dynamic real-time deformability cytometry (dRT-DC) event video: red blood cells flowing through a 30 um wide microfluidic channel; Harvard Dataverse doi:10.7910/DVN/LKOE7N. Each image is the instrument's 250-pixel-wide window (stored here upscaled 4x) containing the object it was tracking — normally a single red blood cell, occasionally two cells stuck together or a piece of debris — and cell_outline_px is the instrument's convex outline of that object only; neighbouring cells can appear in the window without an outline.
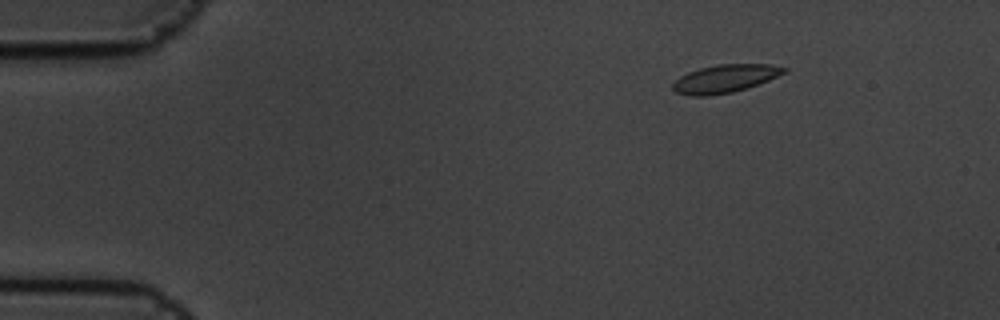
{"species": "common noctule bat (a hibernating species)", "species_latin": "Nyctalus noctula", "temperature_condition": "cold", "stored_images_in_passage": 6, "camera_frame_rate_fps": 3000, "um_per_image_px": 0.085, "animal": {"sex": "male", "body_mass_g": 19.5, "forearm_length_mm": 54.6}, "frame": {"image": 1, "passage_image": 1, "time_ms": 0.0, "image_size_px": [1000, 320], "cell_outline_px": [[788, 72], [760, 84], [748, 88], [732, 92], [708, 96], [688, 96], [676, 92], [672, 88], [672, 84], [680, 76], [688, 72], [700, 68], [716, 64], [772, 64], [788, 68]], "centroid_in_image_um": [61.66, 6.68], "position_along_channel_um": 23.3, "area_um2": 18.44}}
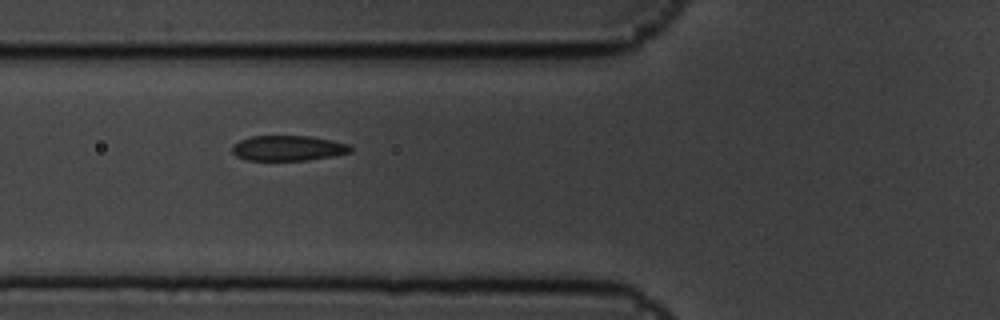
{"frame": {"image": 2, "passage_image": 5, "time_ms": 1.333, "image_size_px": [1000, 320], "cell_outline_px": [[352, 152], [332, 156], [308, 160], [244, 160], [236, 156], [232, 152], [232, 144], [240, 140], [252, 136], [308, 136], [332, 140], [348, 144], [352, 148]], "centroid_in_image_um": [24.46, 12.59], "position_along_channel_um": 101.3, "area_um2": 17.46}}
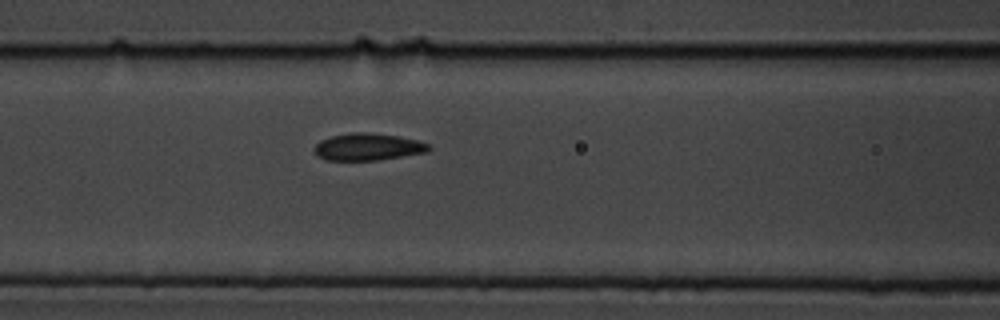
{"frame": {"image": 3, "passage_image": 6, "time_ms": 1.667, "image_size_px": [1000, 320], "cell_outline_px": [[432, 148], [428, 152], [376, 160], [324, 160], [316, 156], [312, 148], [320, 140], [332, 136], [352, 132], [368, 132], [396, 136], [416, 140], [428, 144]], "centroid_in_image_um": [31.22, 12.49], "position_along_channel_um": 135.4, "area_um2": 18.09}}